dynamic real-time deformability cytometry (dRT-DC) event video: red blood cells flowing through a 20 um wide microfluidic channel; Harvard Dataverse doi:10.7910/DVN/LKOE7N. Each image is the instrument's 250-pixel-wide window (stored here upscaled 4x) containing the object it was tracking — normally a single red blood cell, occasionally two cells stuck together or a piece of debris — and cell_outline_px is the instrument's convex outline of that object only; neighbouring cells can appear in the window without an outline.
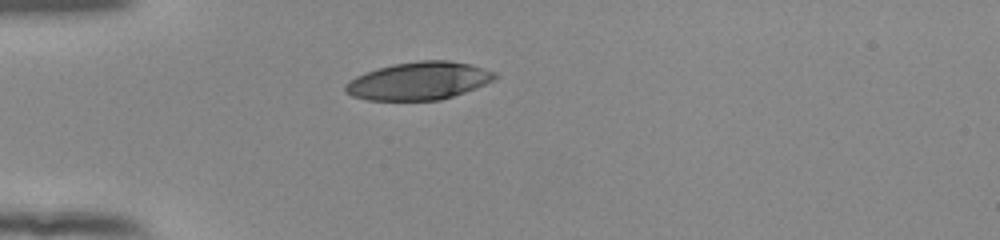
{"species": "human", "species_latin": "Homo sapiens", "temperature_condition": "room temperature", "stored_images_in_passage": 34, "camera_frame_rate_fps": 3000, "um_per_image_px": 0.085, "donor": {"sex": "female"}, "frame": {"image": 1, "passage_image": 1, "time_ms": 0.0, "image_size_px": [1000, 240], "cell_outline_px": [[500, 76], [496, 80], [476, 88], [440, 100], [368, 100], [352, 96], [344, 92], [344, 84], [348, 80], [356, 76], [392, 64], [420, 60], [448, 60], [468, 64], [496, 72]], "centroid_in_image_um": [35.61, 6.88], "position_along_channel_um": 49.4, "area_um2": 33.0}}
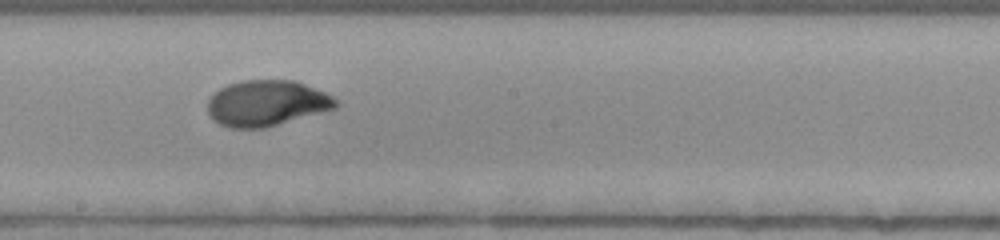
{"frame": {"image": 2, "passage_image": 16, "time_ms": 5.0, "image_size_px": [1000, 240], "cell_outline_px": [[340, 104], [336, 108], [264, 128], [228, 128], [212, 120], [208, 112], [208, 100], [212, 92], [228, 84], [244, 80], [296, 80], [324, 92], [332, 96]], "centroid_in_image_um": [22.63, 8.77], "position_along_channel_um": 225.6, "area_um2": 34.33}}
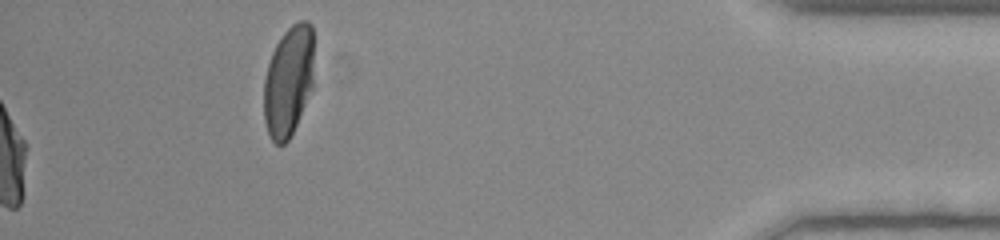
{"frame": {"image": 3, "passage_image": 34, "time_ms": 11.0, "image_size_px": [1000, 240], "cell_outline_px": [[312, 88], [296, 124], [288, 140], [284, 144], [276, 144], [272, 140], [268, 132], [264, 120], [264, 80], [268, 64], [272, 52], [276, 44], [284, 32], [292, 24], [300, 20], [308, 20], [312, 24]], "centroid_in_image_um": [24.5, 6.87], "position_along_channel_um": 410.7, "area_um2": 31.96}, "authors_computed_cell_mechanics": {"area_um2": 34.1598, "velocity_mm_per_s": 3.9074, "shape_relaxation_time_tau1_ms": 4.0934, "shape_relaxation_time_tau2_ms": null, "deformation_change_tau1": 0.1988, "deformation_change_tau2": null}}